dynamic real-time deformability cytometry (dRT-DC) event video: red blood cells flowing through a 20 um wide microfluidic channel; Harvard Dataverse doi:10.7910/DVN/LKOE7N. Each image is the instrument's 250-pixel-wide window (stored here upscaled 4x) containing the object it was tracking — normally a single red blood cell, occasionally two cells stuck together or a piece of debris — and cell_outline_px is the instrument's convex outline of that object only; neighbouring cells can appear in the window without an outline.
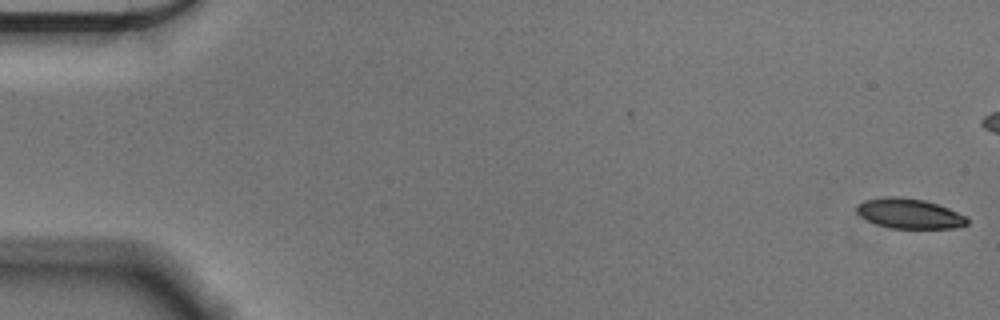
{"species": "Egyptian fruit bat (a non-hibernating species)", "species_latin": "Rousettus aegyptiacus", "temperature_condition": "cold", "stored_images_in_passage": 18, "camera_frame_rate_fps": 3000, "um_per_image_px": 0.085, "animal": {"sex": "male"}, "frame": {"image": 1, "passage_image": 1, "time_ms": 0.0, "image_size_px": [1000, 320], "cell_outline_px": [[968, 224], [952, 228], [892, 228], [876, 224], [860, 216], [856, 212], [856, 204], [864, 200], [884, 196], [896, 196], [924, 200], [948, 208], [968, 216]], "centroid_in_image_um": [77.27, 18.14], "position_along_channel_um": 7.7, "area_um2": 19.36}}